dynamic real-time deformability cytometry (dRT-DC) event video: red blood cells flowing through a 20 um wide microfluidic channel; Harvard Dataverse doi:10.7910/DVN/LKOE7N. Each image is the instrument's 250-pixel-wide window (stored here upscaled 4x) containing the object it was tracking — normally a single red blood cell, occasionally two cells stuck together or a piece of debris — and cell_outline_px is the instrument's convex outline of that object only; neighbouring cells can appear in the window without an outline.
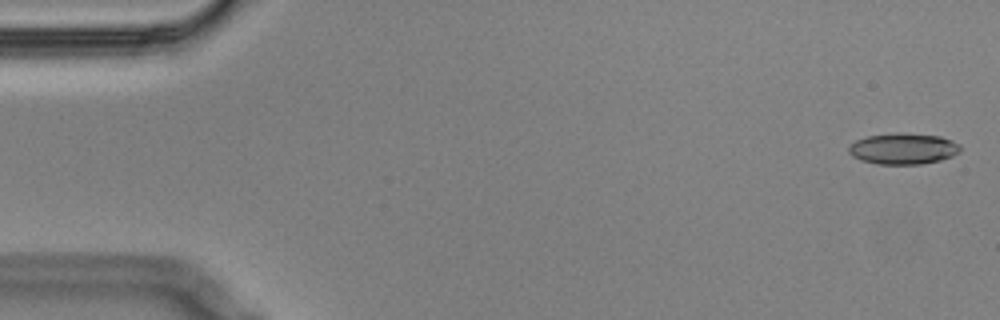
{"species": "Egyptian fruit bat (a non-hibernating species)", "species_latin": "Rousettus aegyptiacus", "temperature_condition": "cold", "stored_images_in_passage": 58, "camera_frame_rate_fps": 3000, "um_per_image_px": 0.085, "animal": {"sex": "male"}, "frame": {"image": 1, "passage_image": 2, "time_ms": 0.333, "image_size_px": [1000, 320], "cell_outline_px": [[960, 152], [952, 156], [940, 160], [920, 164], [876, 164], [860, 160], [852, 156], [848, 152], [848, 148], [856, 140], [868, 136], [896, 132], [900, 132], [940, 136], [952, 140], [960, 144]], "centroid_in_image_um": [76.77, 12.63], "position_along_channel_um": 8.2, "area_um2": 20.35}}
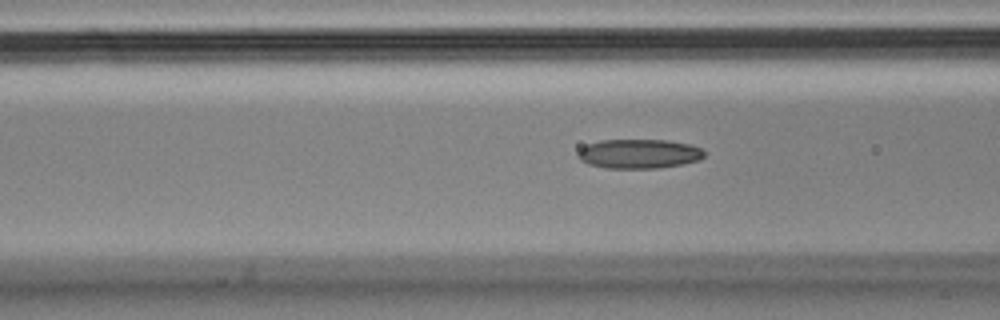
{"frame": {"image": 2, "passage_image": 22, "time_ms": 7.0, "image_size_px": [1000, 320], "cell_outline_px": [[704, 156], [700, 160], [680, 164], [656, 168], [608, 168], [588, 164], [580, 160], [576, 156], [580, 148], [588, 144], [600, 140], [668, 140], [688, 144], [700, 148], [704, 152]], "centroid_in_image_um": [54.28, 13.07], "position_along_channel_um": 112.3, "area_um2": 21.5}}
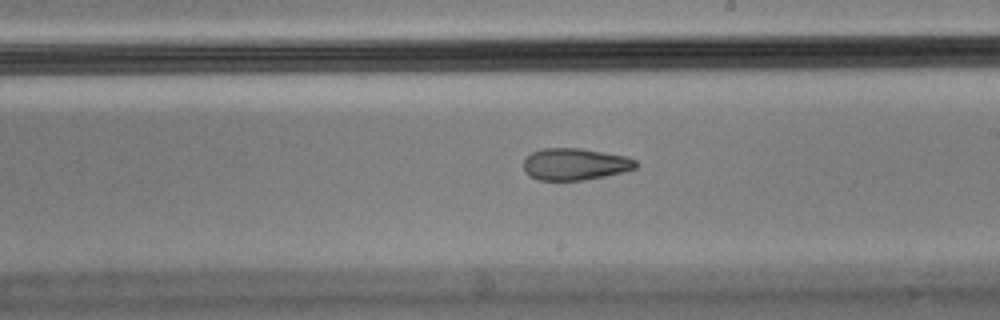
{"frame": {"image": 3, "passage_image": 33, "time_ms": 10.667, "image_size_px": [1000, 320], "cell_outline_px": [[636, 168], [604, 176], [584, 180], [540, 180], [528, 176], [524, 172], [524, 160], [532, 152], [544, 148], [580, 148], [628, 156], [636, 160]], "centroid_in_image_um": [48.86, 13.95], "position_along_channel_um": 240.1, "area_um2": 20.81}, "authors_computed_cell_mechanics": {"area_um2": 21.2993, "velocity_mm_per_s": 3.4822, "shape_relaxation_time_tau1_ms": null, "shape_relaxation_time_tau2_ms": 5.2602, "deformation_change_tau1": null, "deformation_change_tau2": 0.1357}}